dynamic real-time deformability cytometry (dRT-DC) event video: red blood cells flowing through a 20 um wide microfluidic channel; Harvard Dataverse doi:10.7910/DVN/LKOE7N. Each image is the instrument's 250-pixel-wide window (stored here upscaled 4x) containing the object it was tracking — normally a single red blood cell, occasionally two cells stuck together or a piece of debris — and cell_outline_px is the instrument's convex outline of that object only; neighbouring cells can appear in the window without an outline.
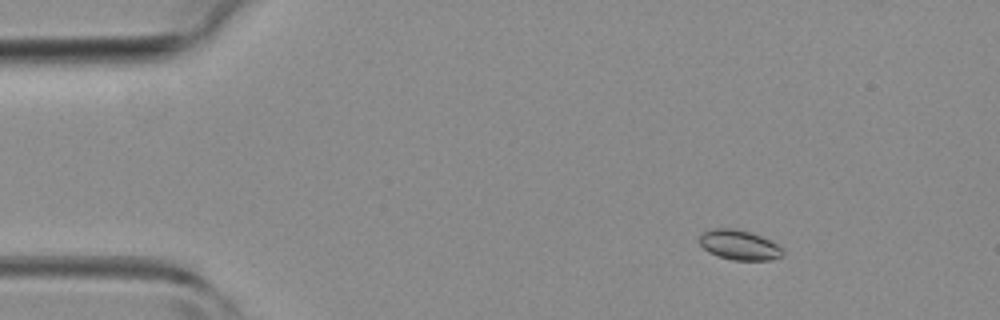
{"species": "common noctule bat (a hibernating species)", "species_latin": "Nyctalus noctula", "temperature_condition": "room temperature", "stored_images_in_passage": 3, "camera_frame_rate_fps": 3000, "um_per_image_px": 0.085, "animal": {"sex": "female", "body_mass_g": 19.3, "forearm_length_mm": 54.1}, "frame": {"image": 1, "passage_image": 1, "time_ms": 0.0, "image_size_px": [1000, 320], "cell_outline_px": [[784, 256], [772, 260], [732, 260], [708, 252], [700, 244], [700, 236], [704, 232], [712, 228], [732, 228], [748, 232], [760, 236], [776, 244], [784, 252]], "centroid_in_image_um": [62.84, 20.83], "position_along_channel_um": 22.2, "area_um2": 14.28}}